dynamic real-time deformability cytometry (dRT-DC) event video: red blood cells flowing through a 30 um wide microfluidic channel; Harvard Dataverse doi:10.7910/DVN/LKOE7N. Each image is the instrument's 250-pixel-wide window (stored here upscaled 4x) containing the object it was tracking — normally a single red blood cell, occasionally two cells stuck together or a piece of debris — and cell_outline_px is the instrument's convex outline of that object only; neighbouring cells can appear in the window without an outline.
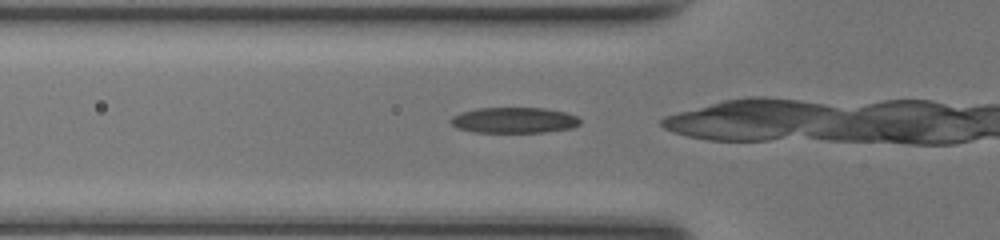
{"species": "common noctule bat (a hibernating species)", "species_latin": "Nyctalus noctula", "temperature_condition": "room temperature", "stored_images_in_passage": 13, "camera_frame_rate_fps": 3000, "um_per_image_px": 0.085, "animal": {"sex": "female", "body_mass_g": 17.0, "forearm_length_mm": 48.0}, "frame": {"image": 1, "passage_image": 9, "time_ms": 2.667, "image_size_px": [1000, 240], "cell_outline_px": [[580, 124], [572, 128], [544, 132], [472, 132], [456, 128], [448, 120], [452, 116], [460, 112], [480, 108], [544, 108], [564, 112], [576, 116], [580, 120]], "centroid_in_image_um": [43.65, 10.22], "position_along_channel_um": 82.1, "area_um2": 19.42}}